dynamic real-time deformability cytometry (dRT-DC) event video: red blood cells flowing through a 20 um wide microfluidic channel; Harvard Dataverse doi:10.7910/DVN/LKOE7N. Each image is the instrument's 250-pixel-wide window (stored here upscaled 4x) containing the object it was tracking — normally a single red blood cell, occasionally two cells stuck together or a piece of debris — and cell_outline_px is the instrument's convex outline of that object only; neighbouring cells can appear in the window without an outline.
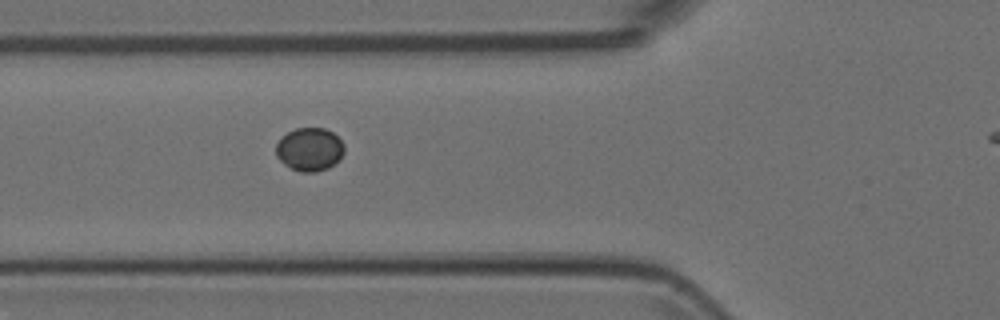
{"species": "Egyptian fruit bat (a non-hibernating species)", "species_latin": "Rousettus aegyptiacus", "temperature_condition": "room temperature", "stored_images_in_passage": 9, "segment_of_instrument_passage": [1, 2], "camera_frame_rate_fps": 3000, "um_per_image_px": 0.085, "animal": {"sex": "female"}, "frame": {"image": 1, "passage_image": 8, "time_ms": 2.333, "image_size_px": [1000, 320], "cell_outline_px": [[344, 152], [328, 168], [316, 172], [300, 172], [284, 164], [276, 156], [276, 144], [288, 132], [296, 128], [324, 128], [332, 132], [344, 144]], "centroid_in_image_um": [26.3, 12.69], "position_along_channel_um": 99.5, "area_um2": 16.94}}